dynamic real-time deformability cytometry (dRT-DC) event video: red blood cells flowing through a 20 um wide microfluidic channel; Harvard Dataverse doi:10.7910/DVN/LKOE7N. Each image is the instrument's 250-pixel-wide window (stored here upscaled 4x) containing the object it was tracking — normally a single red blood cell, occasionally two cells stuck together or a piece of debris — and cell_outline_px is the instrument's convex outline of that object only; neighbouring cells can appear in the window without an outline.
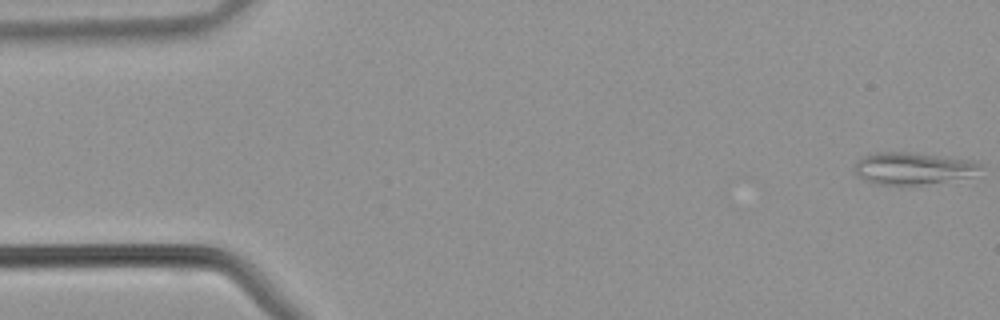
{"species": "common noctule bat (a hibernating species)", "species_latin": "Nyctalus noctula", "temperature_condition": "warm", "stored_images_in_passage": 8, "camera_frame_rate_fps": 3000, "um_per_image_px": 0.085, "animal": {"sex": "male", "body_mass_g": 21.5, "forearm_length_mm": 52.0}, "frame": {"image": 1, "passage_image": 1, "time_ms": 0.0, "image_size_px": [1000, 320], "cell_outline_px": [[984, 164], [980, 168], [968, 176], [920, 184], [876, 184], [864, 180], [856, 176], [856, 164], [864, 156], [876, 152], [908, 152], [976, 160]], "centroid_in_image_um": [77.58, 14.28], "position_along_channel_um": 7.4, "area_um2": 22.95}}